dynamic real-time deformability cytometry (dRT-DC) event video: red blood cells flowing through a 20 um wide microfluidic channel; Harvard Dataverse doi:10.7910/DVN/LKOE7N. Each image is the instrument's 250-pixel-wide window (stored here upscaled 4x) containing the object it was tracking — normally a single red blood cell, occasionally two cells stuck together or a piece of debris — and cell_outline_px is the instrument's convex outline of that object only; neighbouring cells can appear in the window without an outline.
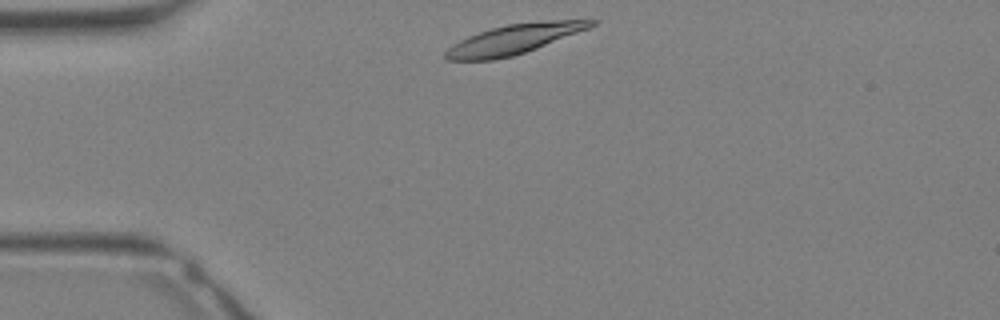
{"species": "Egyptian fruit bat (a non-hibernating species)", "species_latin": "Rousettus aegyptiacus", "temperature_condition": "warm", "stored_images_in_passage": 26, "camera_frame_rate_fps": 3000, "um_per_image_px": 0.085, "animal": {"sex": "female"}, "frame": {"image": 1, "passage_image": 1, "time_ms": 0.0, "image_size_px": [1000, 320], "cell_outline_px": [[600, 20], [596, 24], [588, 28], [536, 48], [512, 56], [492, 60], [448, 60], [444, 56], [444, 52], [452, 44], [468, 36], [492, 28], [508, 24], [552, 20]], "centroid_in_image_um": [43.65, 3.34], "position_along_channel_um": 41.4, "area_um2": 24.68}}
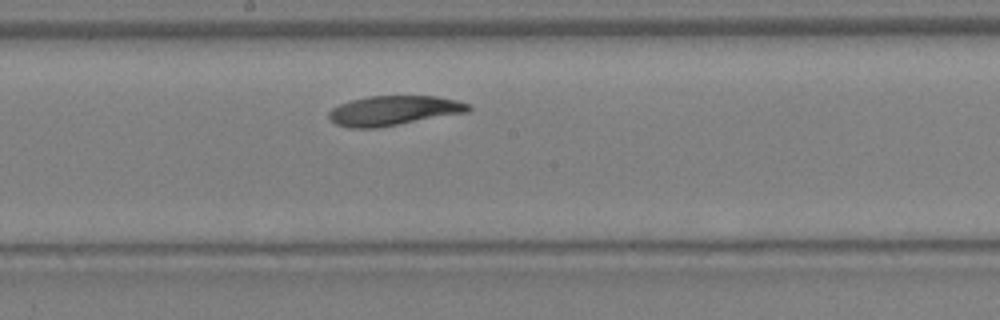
{"frame": {"image": 2, "passage_image": 11, "time_ms": 3.333, "image_size_px": [1000, 320], "cell_outline_px": [[472, 108], [468, 112], [376, 128], [348, 128], [336, 124], [328, 116], [328, 112], [332, 108], [340, 104], [352, 100], [368, 96], [436, 96], [456, 100], [468, 104]], "centroid_in_image_um": [33.45, 9.4], "position_along_channel_um": 214.8, "area_um2": 23.99}}
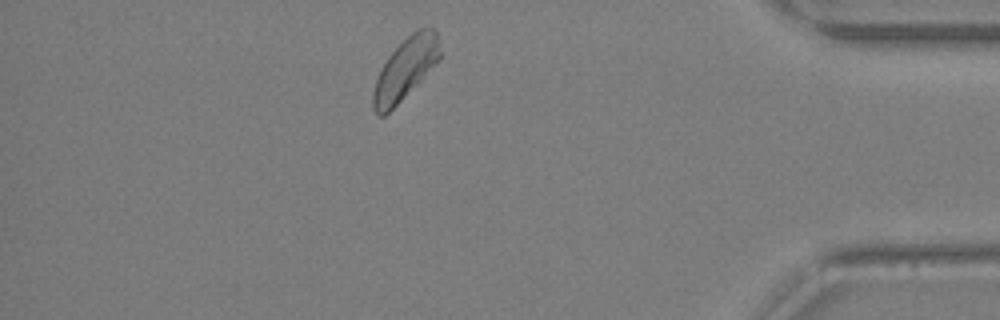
{"frame": {"image": 3, "passage_image": 22, "time_ms": 7.0, "image_size_px": [1000, 320], "cell_outline_px": [[440, 60], [384, 116], [376, 116], [372, 108], [372, 92], [376, 80], [388, 56], [416, 28], [432, 28], [436, 32], [440, 52]], "centroid_in_image_um": [34.43, 5.86], "position_along_channel_um": 400.8, "area_um2": 23.35}}